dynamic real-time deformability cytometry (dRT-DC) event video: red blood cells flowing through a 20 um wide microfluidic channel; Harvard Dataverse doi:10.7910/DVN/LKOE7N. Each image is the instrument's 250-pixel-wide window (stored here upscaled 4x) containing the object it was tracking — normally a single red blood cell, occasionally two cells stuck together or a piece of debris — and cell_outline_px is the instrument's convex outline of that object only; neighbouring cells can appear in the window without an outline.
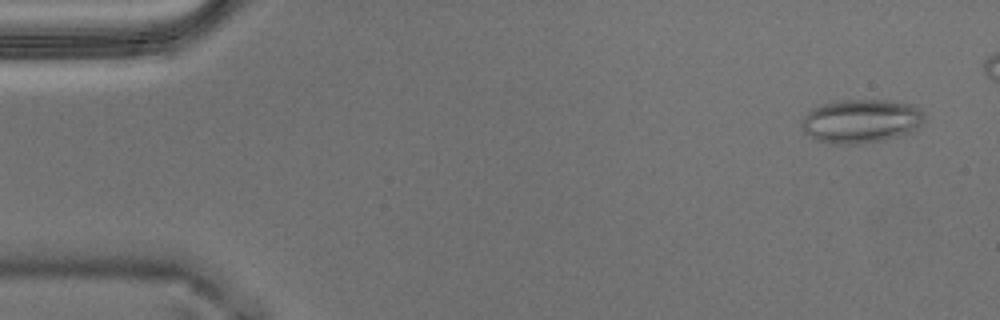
{"species": "Egyptian fruit bat (a non-hibernating species)", "species_latin": "Rousettus aegyptiacus", "temperature_condition": "warm", "stored_images_in_passage": 50, "camera_frame_rate_fps": 3000, "um_per_image_px": 0.085, "animal": {"sex": "male"}, "frame": {"image": 1, "passage_image": 3, "time_ms": 0.667, "image_size_px": [1000, 320], "cell_outline_px": [[924, 116], [920, 124], [908, 132], [880, 140], [848, 144], [840, 144], [816, 140], [804, 132], [800, 124], [804, 116], [812, 108], [824, 104], [848, 100], [884, 100], [908, 104], [920, 108], [924, 112]], "centroid_in_image_um": [73.14, 10.28], "position_along_channel_um": 11.9, "area_um2": 30.46}}
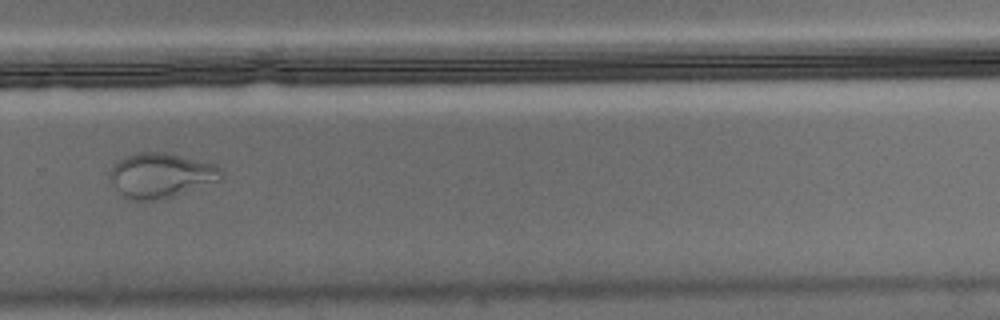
{"frame": {"image": 2, "passage_image": 38, "time_ms": 12.333, "image_size_px": [1000, 320], "cell_outline_px": [[224, 180], [172, 196], [152, 200], [136, 200], [124, 196], [108, 180], [108, 176], [112, 168], [120, 160], [128, 156], [140, 152], [164, 152], [216, 164], [220, 168], [224, 176]], "centroid_in_image_um": [13.72, 14.9], "position_along_channel_um": 316.1, "area_um2": 28.84}}
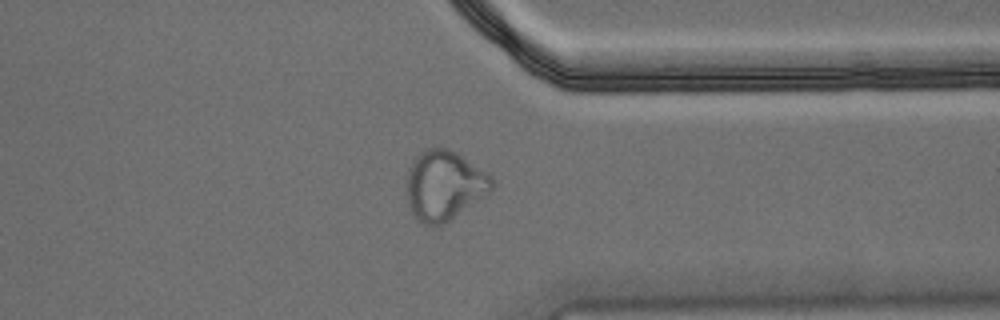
{"frame": {"image": 3, "passage_image": 43, "time_ms": 14.0, "image_size_px": [1000, 320], "cell_outline_px": [[492, 188], [488, 192], [444, 224], [432, 228], [424, 224], [412, 212], [408, 204], [404, 180], [408, 168], [412, 160], [424, 148], [448, 148], [456, 152], [488, 172], [492, 180]], "centroid_in_image_um": [37.69, 15.74], "position_along_channel_um": 373.7, "area_um2": 34.74}}